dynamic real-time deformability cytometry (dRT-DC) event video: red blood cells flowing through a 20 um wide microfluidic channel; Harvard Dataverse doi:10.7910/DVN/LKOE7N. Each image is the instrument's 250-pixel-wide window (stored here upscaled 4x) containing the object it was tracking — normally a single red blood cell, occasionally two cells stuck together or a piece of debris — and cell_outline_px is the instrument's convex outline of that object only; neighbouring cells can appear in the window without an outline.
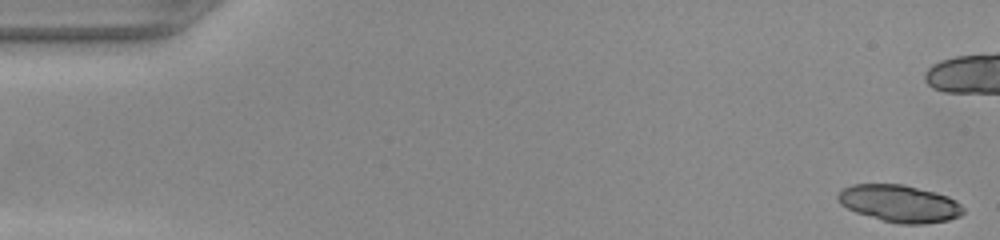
{"species": "common noctule bat (a hibernating species)", "species_latin": "Nyctalus noctula", "temperature_condition": "warm", "stored_images_in_passage": 30, "camera_frame_rate_fps": 3000, "um_per_image_px": 0.085, "animal": {"sex": "female", "body_mass_g": 22.0, "forearm_length_mm": 56.7}, "frame": {"image": 1, "passage_image": 1, "time_ms": 0.0, "image_size_px": [1000, 240], "cell_outline_px": [[964, 212], [960, 216], [948, 220], [924, 224], [900, 224], [884, 220], [856, 212], [840, 204], [836, 196], [844, 188], [852, 184], [904, 184], [936, 192], [948, 196], [956, 200], [964, 208]], "centroid_in_image_um": [76.49, 17.29], "position_along_channel_um": 8.5, "area_um2": 27.11}}